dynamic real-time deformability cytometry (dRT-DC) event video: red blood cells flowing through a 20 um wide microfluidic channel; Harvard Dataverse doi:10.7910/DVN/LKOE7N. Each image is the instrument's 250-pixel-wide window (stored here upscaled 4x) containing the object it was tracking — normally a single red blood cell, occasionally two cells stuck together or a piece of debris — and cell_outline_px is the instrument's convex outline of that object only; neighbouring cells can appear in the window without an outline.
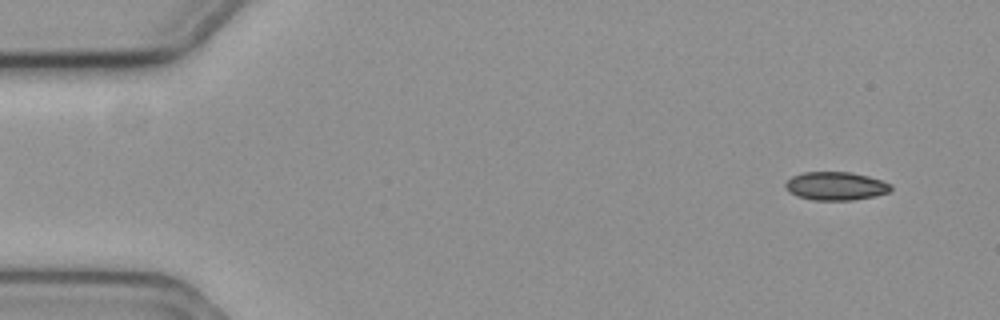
{"species": "common noctule bat (a hibernating species)", "species_latin": "Nyctalus noctula", "temperature_condition": "cold", "stored_images_in_passage": 56, "camera_frame_rate_fps": 3000, "um_per_image_px": 0.085, "animal": {"sex": "female", "body_mass_g": 19.3, "forearm_length_mm": 54.1}, "frame": {"image": 1, "passage_image": 3, "time_ms": 0.667, "image_size_px": [1000, 320], "cell_outline_px": [[892, 188], [888, 192], [876, 196], [852, 200], [812, 200], [796, 196], [788, 192], [784, 188], [784, 184], [792, 176], [804, 172], [848, 172], [868, 176], [892, 184]], "centroid_in_image_um": [71.01, 15.82], "position_along_channel_um": 14.0, "area_um2": 17.51}}
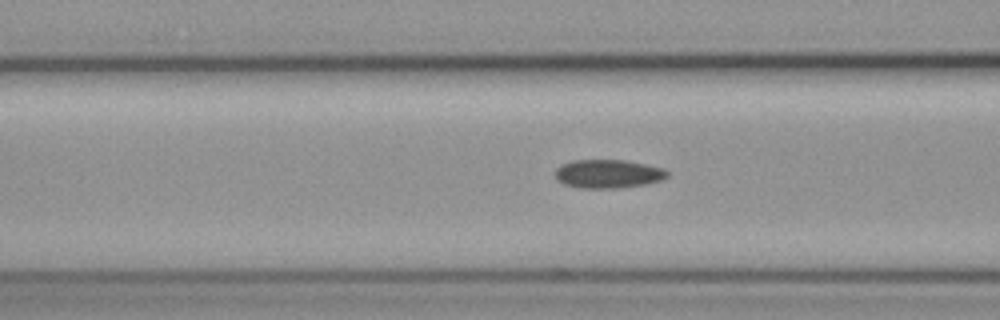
{"frame": {"image": 2, "passage_image": 21, "time_ms": 6.667, "image_size_px": [1000, 320], "cell_outline_px": [[668, 176], [660, 180], [644, 184], [620, 188], [580, 188], [564, 184], [556, 180], [556, 168], [560, 164], [572, 160], [624, 160], [664, 168], [668, 172]], "centroid_in_image_um": [51.65, 14.77], "position_along_channel_um": 115.0, "area_um2": 18.67}}
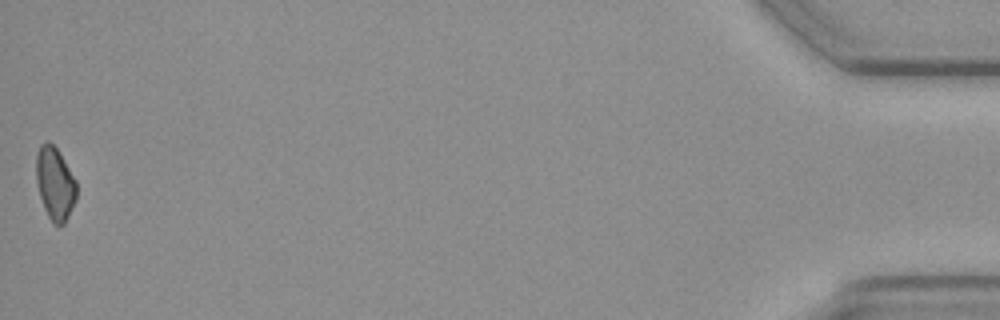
{"frame": {"image": 3, "passage_image": 56, "time_ms": 18.333, "image_size_px": [1000, 320], "cell_outline_px": [[76, 200], [64, 224], [52, 224], [44, 208], [40, 196], [36, 180], [36, 152], [40, 144], [48, 140], [56, 148], [76, 180]], "centroid_in_image_um": [4.66, 15.59], "position_along_channel_um": 430.5, "area_um2": 17.05}, "authors_computed_cell_mechanics": {"area_um2": 18.0914, "velocity_mm_per_s": 3.6136, "shape_relaxation_time_tau1_ms": 9.7899, "shape_relaxation_time_tau2_ms": null, "deformation_change_tau1": 0.0628, "deformation_change_tau2": null}}